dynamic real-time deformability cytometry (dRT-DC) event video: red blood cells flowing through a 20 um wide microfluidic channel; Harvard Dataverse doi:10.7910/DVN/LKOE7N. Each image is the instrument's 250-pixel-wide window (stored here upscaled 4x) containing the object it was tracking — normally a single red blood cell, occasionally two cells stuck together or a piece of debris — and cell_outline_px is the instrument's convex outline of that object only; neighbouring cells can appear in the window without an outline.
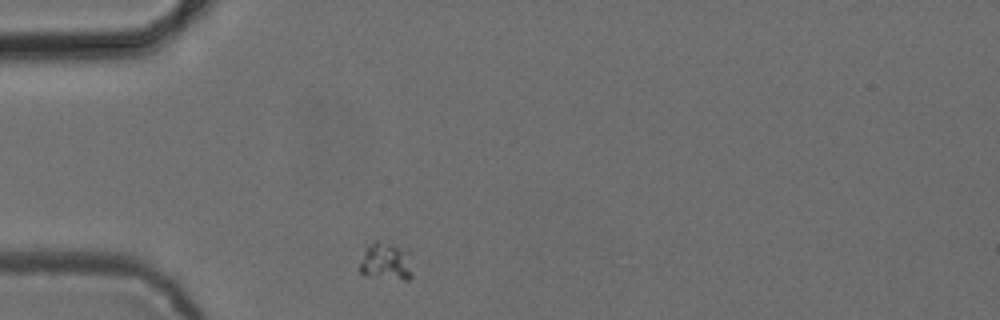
{"species": "common noctule bat (a hibernating species)", "species_latin": "Nyctalus noctula", "temperature_condition": "cold", "stored_images_in_passage": 14, "camera_frame_rate_fps": 3000, "um_per_image_px": 0.085, "animal": {"sex": "female", "body_mass_g": 24.6, "forearm_length_mm": 56.2}, "frame": {"image": 1, "passage_image": 1, "time_ms": 0.0, "image_size_px": [1000, 320], "cell_outline_px": [[412, 276], [408, 280], [404, 280], [364, 276], [360, 272], [360, 264], [364, 252], [376, 240], [392, 244], [412, 252]], "centroid_in_image_um": [32.88, 22.26], "position_along_channel_um": 52.1, "area_um2": 11.79}}
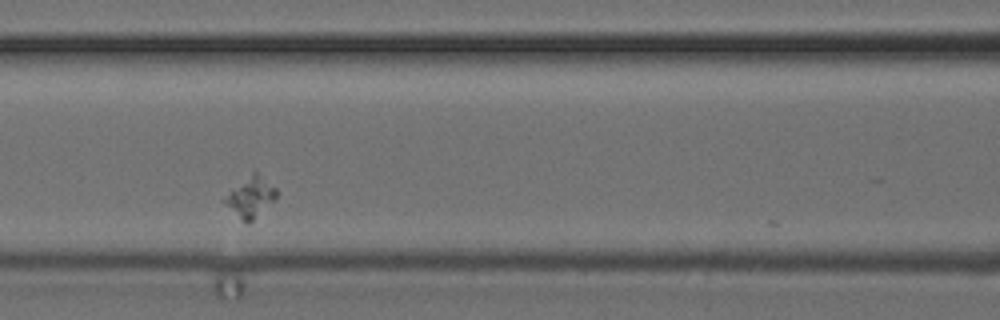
{"frame": {"image": 2, "passage_image": 10, "time_ms": 3.0, "image_size_px": [1000, 320], "cell_outline_px": [[280, 192], [248, 224], [240, 220], [220, 200], [256, 168]], "centroid_in_image_um": [21.28, 16.71], "position_along_channel_um": 145.3, "area_um2": 12.2}}
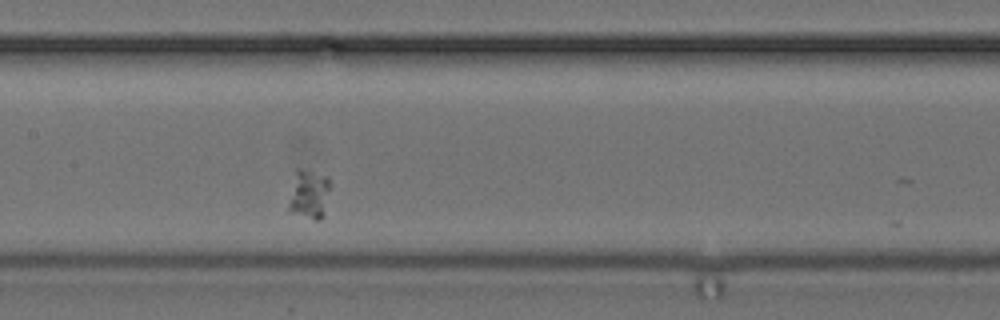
{"frame": {"image": 3, "passage_image": 13, "time_ms": 4.0, "image_size_px": [1000, 320], "cell_outline_px": [[332, 184], [324, 216], [320, 220], [316, 220], [288, 212], [288, 204], [296, 172], [300, 168], [328, 176]], "centroid_in_image_um": [26.32, 16.54], "position_along_channel_um": 181.1, "area_um2": 12.14}}